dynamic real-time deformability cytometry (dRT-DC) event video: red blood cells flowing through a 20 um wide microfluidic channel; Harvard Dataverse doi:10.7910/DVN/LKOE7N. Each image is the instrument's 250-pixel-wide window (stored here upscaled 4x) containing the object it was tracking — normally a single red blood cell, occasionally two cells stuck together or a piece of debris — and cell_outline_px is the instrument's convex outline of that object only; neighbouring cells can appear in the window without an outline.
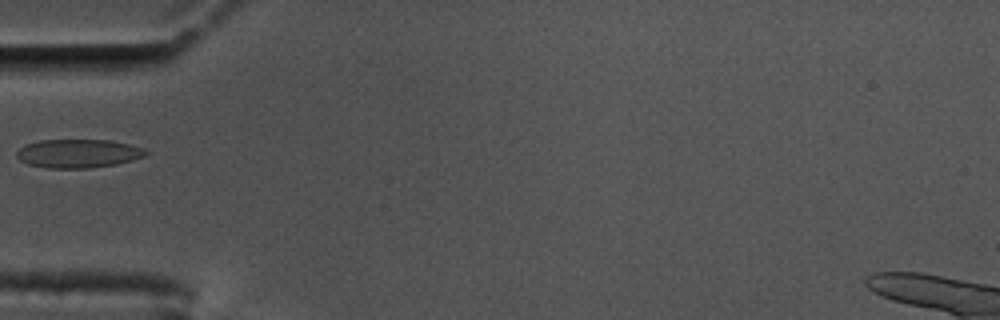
{"species": "common noctule bat (a hibernating species)", "species_latin": "Nyctalus noctula", "temperature_condition": "cold", "stored_images_in_passage": 40, "camera_frame_rate_fps": 3000, "um_per_image_px": 0.085, "animal": {"sex": "male", "body_mass_g": 17.5, "forearm_length_mm": 52.3}, "frame": {"image": 1, "passage_image": 1, "time_ms": 0.0, "image_size_px": [1000, 320], "cell_outline_px": [[148, 152], [144, 156], [132, 160], [116, 164], [88, 168], [44, 168], [28, 164], [20, 160], [16, 156], [16, 152], [24, 144], [36, 140], [112, 140], [144, 148]], "centroid_in_image_um": [6.61, 13.04], "position_along_channel_um": 78.4, "area_um2": 21.62}}
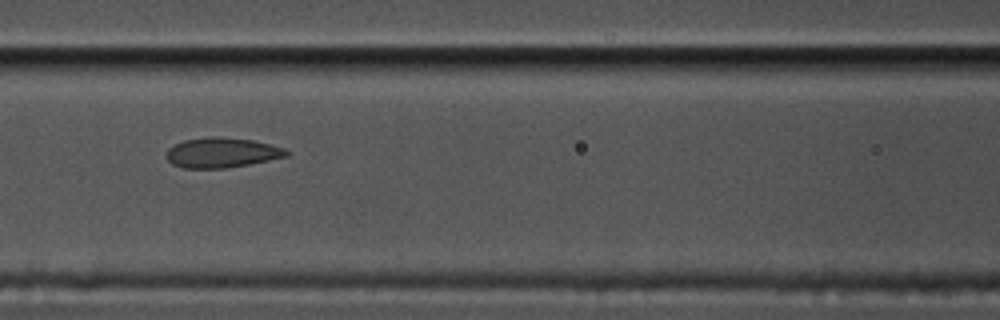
{"frame": {"image": 2, "passage_image": 7, "time_ms": 2.0, "image_size_px": [1000, 320], "cell_outline_px": [[288, 156], [248, 164], [224, 168], [184, 168], [172, 164], [164, 156], [168, 148], [184, 140], [212, 136], [220, 136], [252, 140], [284, 148], [288, 152]], "centroid_in_image_um": [18.81, 12.97], "position_along_channel_um": 147.8, "area_um2": 20.87}}
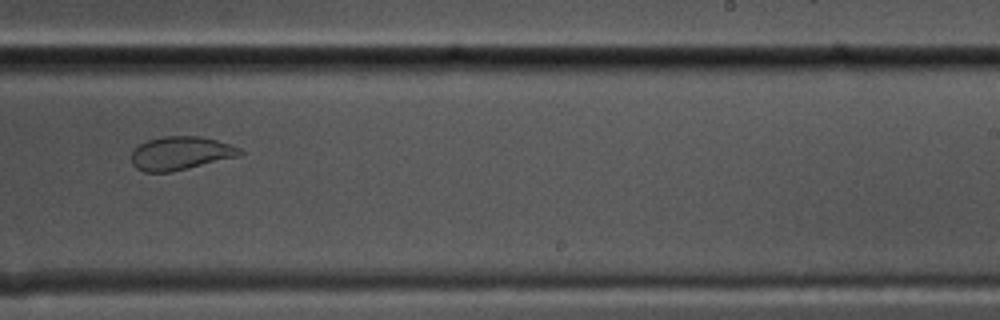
{"frame": {"image": 3, "passage_image": 18, "time_ms": 5.667, "image_size_px": [1000, 320], "cell_outline_px": [[244, 156], [172, 172], [144, 172], [136, 168], [132, 164], [132, 152], [140, 144], [148, 140], [164, 136], [200, 136], [216, 140], [240, 148], [244, 152]], "centroid_in_image_um": [15.41, 13.04], "position_along_channel_um": 273.6, "area_um2": 21.39}}